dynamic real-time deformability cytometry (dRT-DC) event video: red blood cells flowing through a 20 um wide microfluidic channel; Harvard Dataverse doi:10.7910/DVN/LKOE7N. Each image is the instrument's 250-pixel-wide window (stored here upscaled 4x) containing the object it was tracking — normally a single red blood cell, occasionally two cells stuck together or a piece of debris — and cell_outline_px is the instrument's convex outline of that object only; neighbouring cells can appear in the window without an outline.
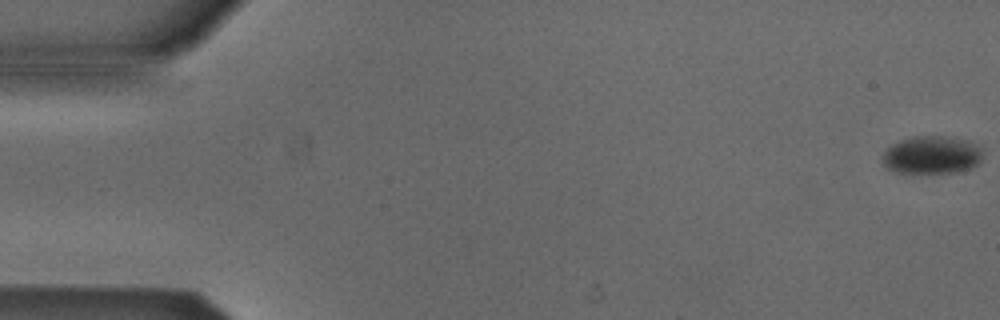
{"species": "Egyptian fruit bat (a non-hibernating species)", "species_latin": "Rousettus aegyptiacus", "temperature_condition": "cold", "stored_images_in_passage": 54, "camera_frame_rate_fps": 3000, "um_per_image_px": 0.085, "animal": {"sex": "male"}, "frame": {"image": 1, "passage_image": 1, "time_ms": 0.0, "image_size_px": [1000, 320], "cell_outline_px": [[980, 160], [976, 164], [968, 168], [952, 172], [896, 172], [888, 168], [884, 164], [884, 152], [892, 144], [900, 140], [916, 136], [940, 136], [968, 140], [980, 148]], "centroid_in_image_um": [79.17, 13.15], "position_along_channel_um": 5.8, "area_um2": 21.44}}
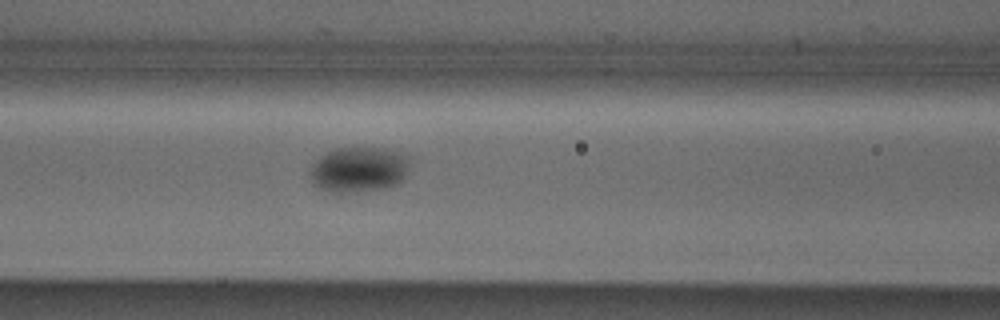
{"frame": {"image": 2, "passage_image": 23, "time_ms": 7.333, "image_size_px": [1000, 320], "cell_outline_px": [[408, 160], [404, 176], [400, 184], [384, 188], [356, 192], [332, 192], [316, 188], [308, 172], [312, 164], [320, 156], [336, 148], [376, 148], [400, 152], [408, 156]], "centroid_in_image_um": [30.45, 14.42], "position_along_channel_um": 136.2, "area_um2": 26.3}}
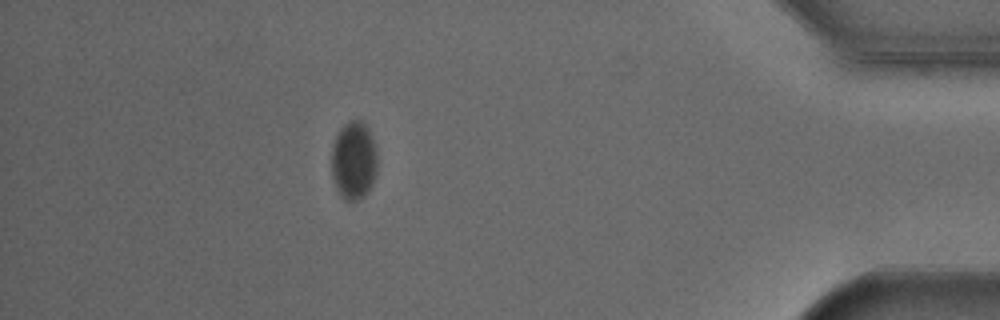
{"frame": {"image": 3, "passage_image": 48, "time_ms": 15.667, "image_size_px": [1000, 320], "cell_outline_px": [[376, 172], [372, 184], [364, 196], [356, 200], [344, 200], [340, 196], [336, 188], [332, 176], [332, 148], [336, 136], [340, 128], [348, 120], [360, 120], [368, 128], [376, 148]], "centroid_in_image_um": [30.06, 13.64], "position_along_channel_um": 405.1, "area_um2": 20.81}}